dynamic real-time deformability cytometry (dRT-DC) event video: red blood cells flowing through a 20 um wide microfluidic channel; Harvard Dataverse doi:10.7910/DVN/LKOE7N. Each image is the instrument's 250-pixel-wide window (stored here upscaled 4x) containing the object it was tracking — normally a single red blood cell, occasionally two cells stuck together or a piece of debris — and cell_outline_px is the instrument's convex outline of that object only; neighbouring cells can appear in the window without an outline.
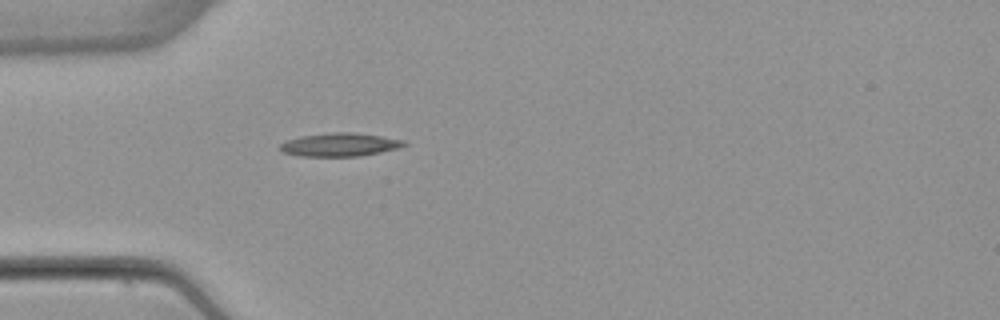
{"species": "common noctule bat (a hibernating species)", "species_latin": "Nyctalus noctula", "temperature_condition": "warm", "stored_images_in_passage": 38, "camera_frame_rate_fps": 3000, "um_per_image_px": 0.085, "animal": {"sex": "female", "body_mass_g": 22.7, "forearm_length_mm": 54.2}, "frame": {"image": 1, "passage_image": 1, "time_ms": 0.0, "image_size_px": [1000, 320], "cell_outline_px": [[408, 144], [400, 148], [360, 156], [300, 156], [284, 152], [276, 148], [284, 140], [300, 136], [332, 132], [352, 132], [380, 136], [404, 140]], "centroid_in_image_um": [28.85, 12.29], "position_along_channel_um": 56.2, "area_um2": 16.99}}
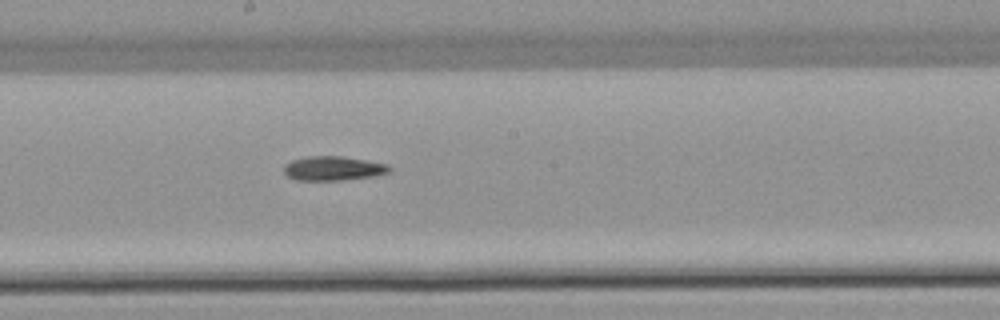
{"frame": {"image": 2, "passage_image": 14, "time_ms": 4.333, "image_size_px": [1000, 320], "cell_outline_px": [[392, 172], [380, 176], [344, 180], [296, 180], [288, 176], [284, 172], [284, 164], [292, 160], [308, 156], [340, 156], [388, 164], [392, 168]], "centroid_in_image_um": [28.38, 14.32], "position_along_channel_um": 219.8, "area_um2": 15.14}}
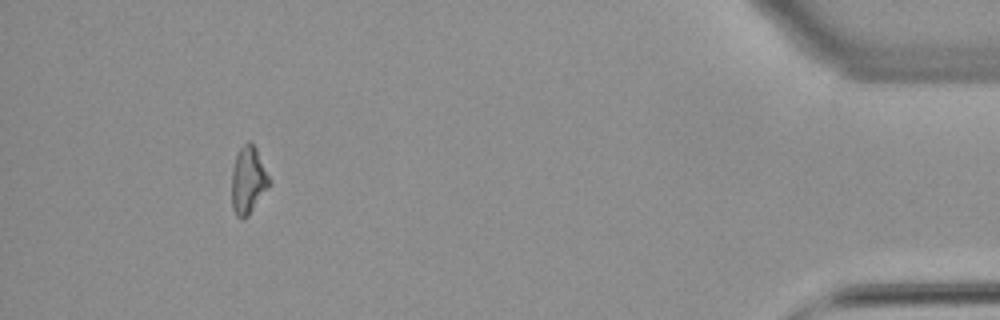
{"frame": {"image": 3, "passage_image": 34, "time_ms": 11.0, "image_size_px": [1000, 320], "cell_outline_px": [[272, 180], [268, 188], [248, 216], [244, 220], [240, 220], [236, 216], [232, 208], [232, 172], [236, 156], [240, 148], [248, 140], [252, 140]], "centroid_in_image_um": [21.11, 15.33], "position_along_channel_um": 414.1, "area_um2": 14.97}, "authors_computed_cell_mechanics": {"area_um2": 14.9702, "velocity_mm_per_s": 3.8987, "shape_relaxation_time_tau1_ms": null, "shape_relaxation_time_tau2_ms": 10.0464, "deformation_change_tau1": null, "deformation_change_tau2": 0.2402}}